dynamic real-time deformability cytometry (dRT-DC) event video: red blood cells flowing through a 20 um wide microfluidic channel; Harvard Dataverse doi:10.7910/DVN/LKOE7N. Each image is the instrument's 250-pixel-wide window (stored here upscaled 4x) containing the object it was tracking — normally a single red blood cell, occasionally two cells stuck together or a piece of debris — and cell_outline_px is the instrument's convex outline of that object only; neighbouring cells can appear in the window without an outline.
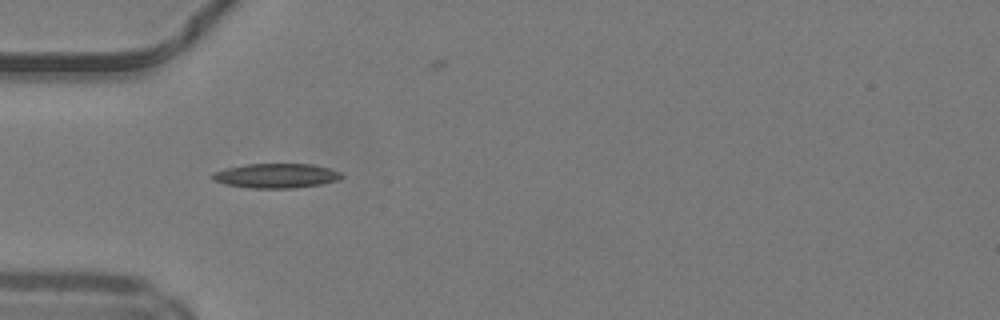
{"species": "common noctule bat (a hibernating species)", "species_latin": "Nyctalus noctula", "temperature_condition": "warm", "stored_images_in_passage": 28, "camera_frame_rate_fps": 3000, "um_per_image_px": 0.085, "animal": {"sex": "male", "body_mass_g": 19.2, "forearm_length_mm": 51.8}, "frame": {"image": 1, "passage_image": 1, "time_ms": 0.0, "image_size_px": [1000, 320], "cell_outline_px": [[344, 176], [340, 180], [320, 184], [292, 188], [252, 188], [228, 184], [212, 180], [212, 172], [224, 168], [244, 164], [312, 164], [328, 168], [340, 172]], "centroid_in_image_um": [23.47, 14.93], "position_along_channel_um": 61.5, "area_um2": 18.44}}
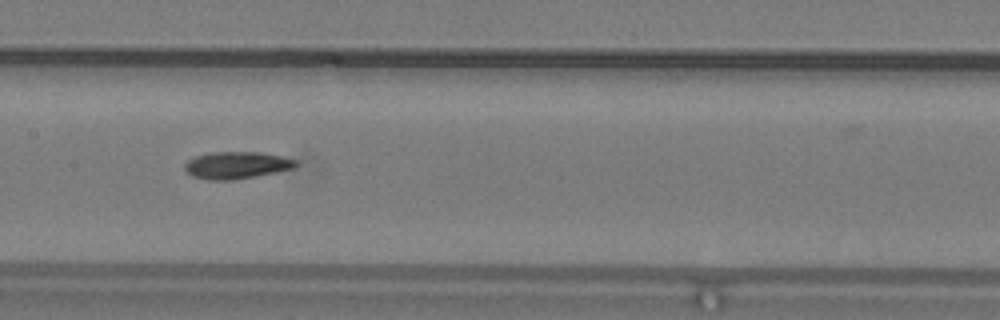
{"frame": {"image": 2, "passage_image": 10, "time_ms": 3.0, "image_size_px": [1000, 320], "cell_outline_px": [[300, 164], [296, 168], [256, 176], [232, 180], [208, 180], [192, 176], [184, 172], [184, 164], [188, 160], [196, 156], [212, 152], [260, 152], [280, 156], [296, 160]], "centroid_in_image_um": [20.11, 14.05], "position_along_channel_um": 187.3, "area_um2": 17.69}}
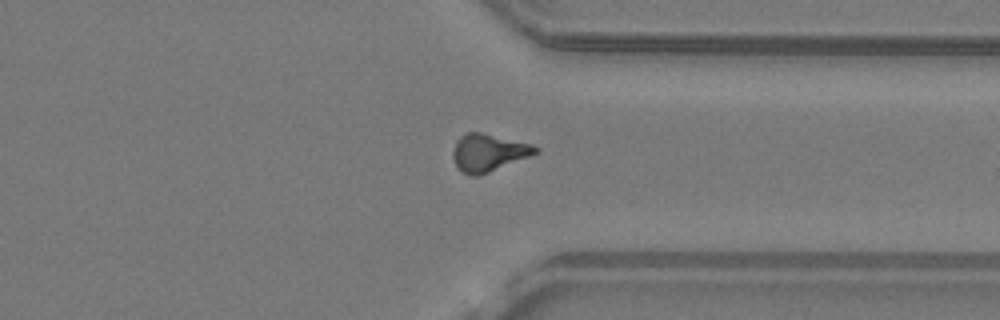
{"frame": {"image": 3, "passage_image": 23, "time_ms": 7.333, "image_size_px": [1000, 320], "cell_outline_px": [[540, 152], [480, 176], [472, 176], [460, 172], [456, 168], [452, 156], [452, 152], [456, 140], [460, 136], [468, 132], [480, 132], [532, 144], [540, 148]], "centroid_in_image_um": [41.5, 12.99], "position_along_channel_um": 369.9, "area_um2": 18.26}}